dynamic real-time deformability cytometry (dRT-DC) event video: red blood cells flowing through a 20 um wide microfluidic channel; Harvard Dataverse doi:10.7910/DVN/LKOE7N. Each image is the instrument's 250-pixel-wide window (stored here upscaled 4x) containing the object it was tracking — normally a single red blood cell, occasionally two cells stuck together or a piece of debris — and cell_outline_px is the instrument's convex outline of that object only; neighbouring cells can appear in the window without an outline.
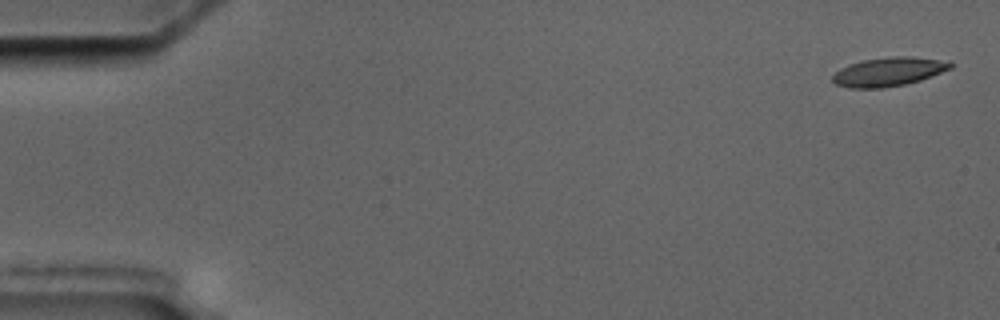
{"species": "common noctule bat (a hibernating species)", "species_latin": "Nyctalus noctula", "temperature_condition": "cold", "stored_images_in_passage": 5, "camera_frame_rate_fps": 3000, "um_per_image_px": 0.085, "animal": {"sex": "male", "body_mass_g": 17.5, "forearm_length_mm": 52.3}, "frame": {"image": 1, "passage_image": 1, "time_ms": 0.0, "image_size_px": [1000, 320], "cell_outline_px": [[952, 68], [920, 80], [904, 84], [884, 88], [848, 88], [836, 84], [832, 80], [832, 76], [840, 68], [848, 64], [860, 60], [888, 56], [912, 56], [952, 60]], "centroid_in_image_um": [75.55, 6.07], "position_along_channel_um": 9.5, "area_um2": 20.17}}